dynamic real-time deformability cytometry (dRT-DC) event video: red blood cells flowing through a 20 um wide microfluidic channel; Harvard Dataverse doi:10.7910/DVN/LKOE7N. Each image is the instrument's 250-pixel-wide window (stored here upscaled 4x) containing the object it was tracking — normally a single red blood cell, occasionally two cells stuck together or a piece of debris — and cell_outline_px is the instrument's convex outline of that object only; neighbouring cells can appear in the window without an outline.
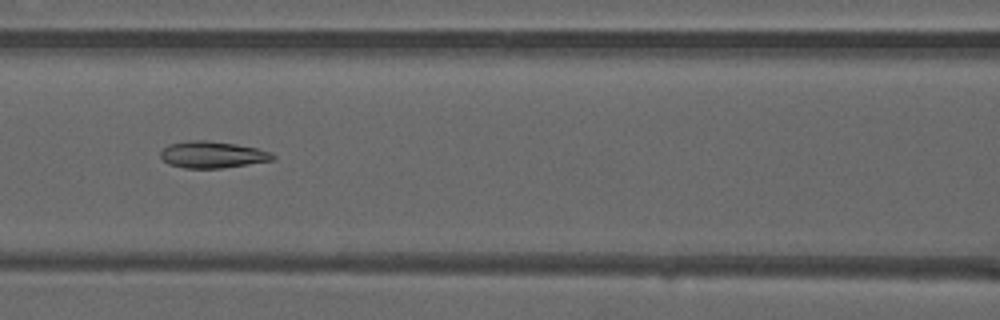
{"species": "common noctule bat (a hibernating species)", "species_latin": "Nyctalus noctula", "temperature_condition": "warm", "stored_images_in_passage": 42, "camera_frame_rate_fps": 3000, "um_per_image_px": 0.085, "animal": {"sex": "male", "forearm_length_mm": 52.5}, "frame": {"image": 1, "passage_image": 20, "time_ms": 6.333, "image_size_px": [1000, 320], "cell_outline_px": [[276, 156], [272, 160], [248, 164], [220, 168], [184, 168], [168, 164], [160, 156], [160, 152], [168, 144], [188, 140], [204, 140], [236, 144], [256, 148], [272, 152]], "centroid_in_image_um": [18.03, 13.14], "position_along_channel_um": 148.6, "area_um2": 17.4}}
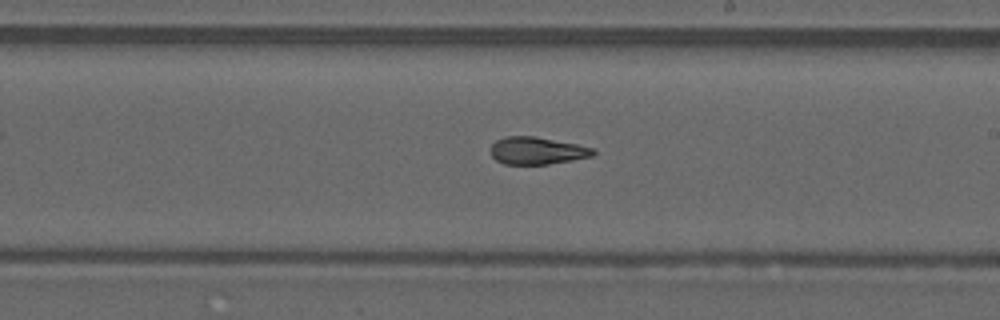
{"frame": {"image": 2, "passage_image": 27, "time_ms": 8.667, "image_size_px": [1000, 320], "cell_outline_px": [[596, 152], [592, 156], [572, 160], [548, 164], [504, 164], [496, 160], [492, 156], [492, 144], [496, 140], [504, 136], [536, 136], [576, 144], [592, 148]], "centroid_in_image_um": [45.63, 12.8], "position_along_channel_um": 243.4, "area_um2": 16.24}}
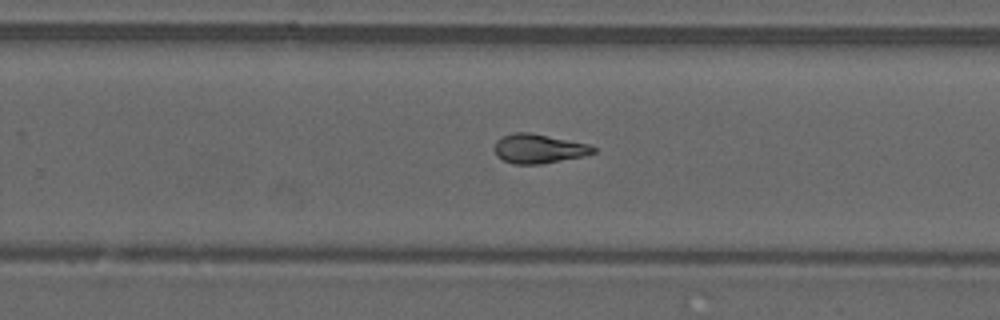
{"frame": {"image": 3, "passage_image": 30, "time_ms": 9.667, "image_size_px": [1000, 320], "cell_outline_px": [[596, 152], [584, 156], [540, 164], [512, 164], [496, 156], [496, 140], [500, 136], [512, 132], [528, 132], [588, 144], [596, 148]], "centroid_in_image_um": [45.77, 12.63], "position_along_channel_um": 284.0, "area_um2": 16.76}}